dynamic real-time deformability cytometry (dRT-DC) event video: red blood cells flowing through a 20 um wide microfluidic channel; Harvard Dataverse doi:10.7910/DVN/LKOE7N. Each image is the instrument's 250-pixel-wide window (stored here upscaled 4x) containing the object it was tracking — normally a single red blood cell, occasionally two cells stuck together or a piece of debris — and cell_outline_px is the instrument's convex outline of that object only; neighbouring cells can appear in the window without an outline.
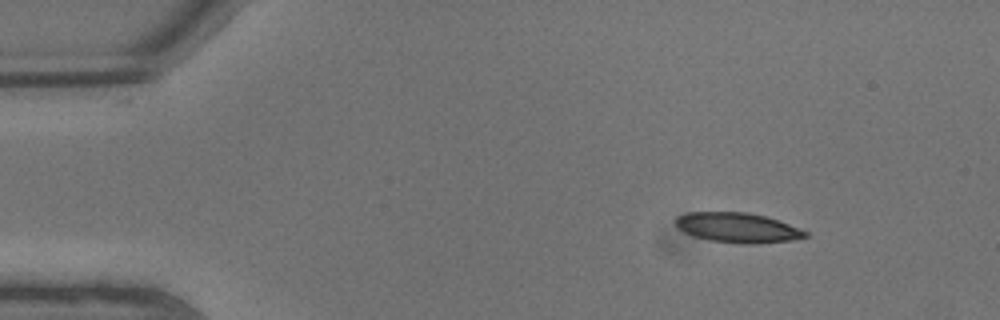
{"species": "common noctule bat (a hibernating species)", "species_latin": "Nyctalus noctula", "temperature_condition": "warm", "stored_images_in_passage": 9, "camera_frame_rate_fps": 3000, "um_per_image_px": 0.085, "animal": {"sex": "male", "body_mass_g": 13.3}, "frame": {"image": 1, "passage_image": 2, "time_ms": 0.333, "image_size_px": [1000, 320], "cell_outline_px": [[808, 236], [792, 240], [756, 244], [740, 244], [712, 240], [696, 236], [684, 232], [676, 228], [676, 216], [688, 212], [748, 212], [764, 216], [800, 228], [808, 232]], "centroid_in_image_um": [62.69, 19.35], "position_along_channel_um": 22.3, "area_um2": 22.48}}
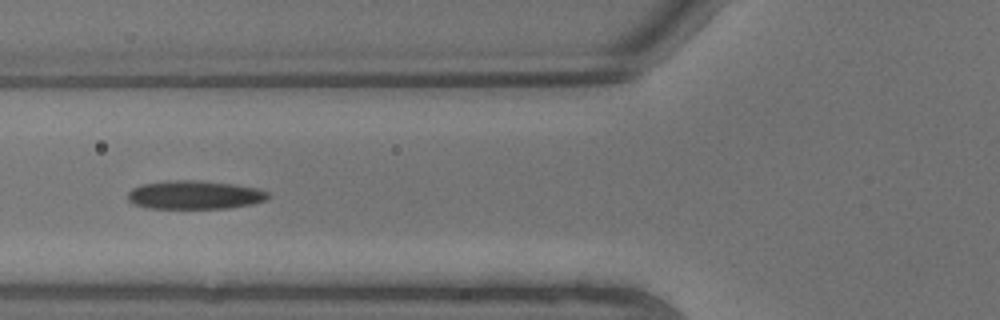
{"frame": {"image": 2, "passage_image": 7, "time_ms": 2.0, "image_size_px": [1000, 320], "cell_outline_px": [[272, 196], [264, 200], [252, 204], [228, 208], [148, 208], [132, 204], [128, 200], [128, 192], [132, 188], [140, 184], [164, 180], [200, 180], [236, 184], [260, 188], [268, 192]], "centroid_in_image_um": [16.54, 16.55], "position_along_channel_um": 109.3, "area_um2": 23.76}}
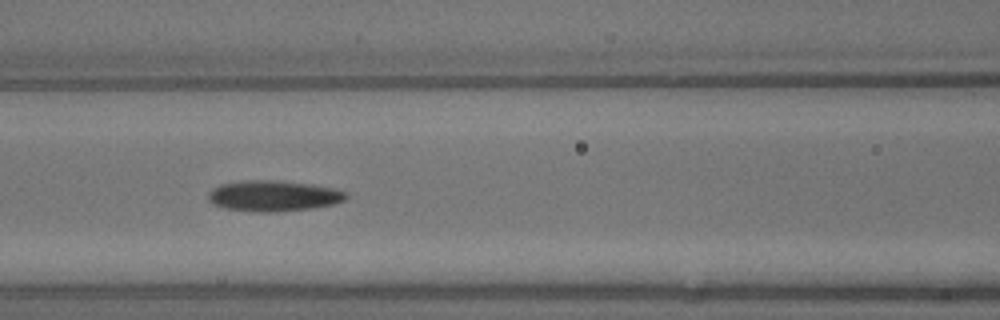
{"frame": {"image": 3, "passage_image": 8, "time_ms": 2.333, "image_size_px": [1000, 320], "cell_outline_px": [[348, 196], [344, 200], [332, 204], [312, 208], [276, 212], [256, 212], [224, 208], [212, 204], [208, 200], [208, 192], [212, 188], [220, 184], [252, 180], [264, 180], [308, 184], [332, 188], [348, 192]], "centroid_in_image_um": [23.2, 16.66], "position_along_channel_um": 143.4, "area_um2": 24.51}}